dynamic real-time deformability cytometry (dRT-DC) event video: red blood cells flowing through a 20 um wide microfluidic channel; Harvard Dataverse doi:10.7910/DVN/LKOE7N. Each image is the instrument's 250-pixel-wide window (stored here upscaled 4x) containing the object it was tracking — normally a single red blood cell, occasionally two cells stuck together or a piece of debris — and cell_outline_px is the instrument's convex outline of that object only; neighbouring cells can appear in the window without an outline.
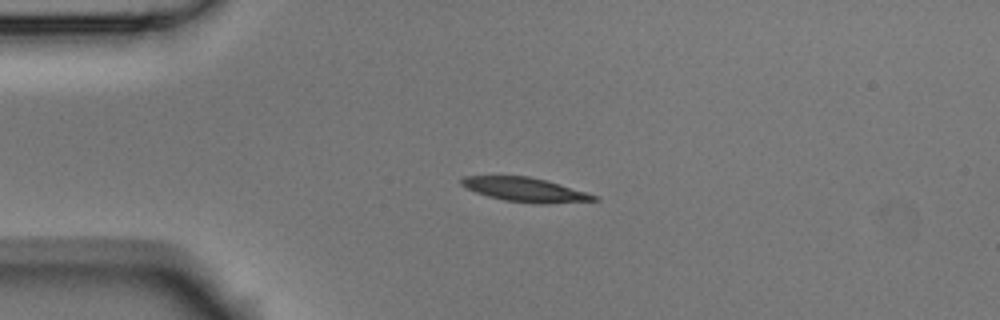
{"species": "Egyptian fruit bat (a non-hibernating species)", "species_latin": "Rousettus aegyptiacus", "temperature_condition": "room temperature", "stored_images_in_passage": 2, "camera_frame_rate_fps": 3000, "um_per_image_px": 0.085, "animal": {"sex": "male"}, "frame": {"image": 1, "passage_image": 1, "time_ms": 0.0, "image_size_px": [1000, 320], "cell_outline_px": [[600, 200], [544, 204], [536, 204], [504, 200], [488, 196], [476, 192], [460, 184], [460, 180], [464, 176], [528, 176], [560, 184], [600, 196]], "centroid_in_image_um": [44.68, 16.13], "position_along_channel_um": 40.3, "area_um2": 18.61}}